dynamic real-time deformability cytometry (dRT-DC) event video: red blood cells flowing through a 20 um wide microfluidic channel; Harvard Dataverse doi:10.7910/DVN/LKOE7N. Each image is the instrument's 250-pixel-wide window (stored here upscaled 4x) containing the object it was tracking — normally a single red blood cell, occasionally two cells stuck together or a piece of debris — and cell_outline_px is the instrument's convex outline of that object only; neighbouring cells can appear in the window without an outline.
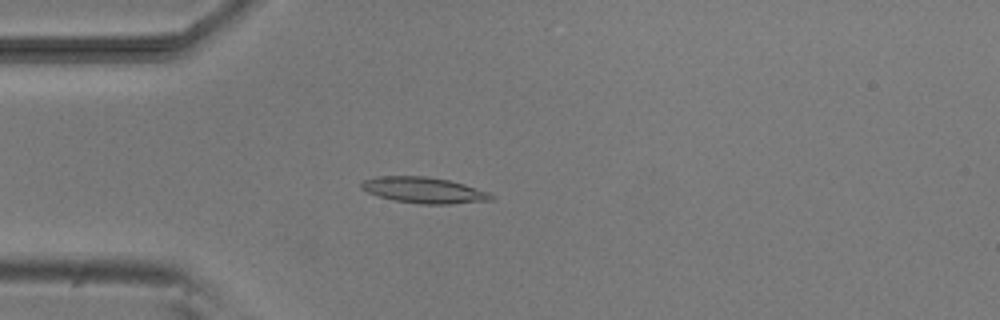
{"species": "common noctule bat (a hibernating species)", "species_latin": "Nyctalus noctula", "temperature_condition": "room temperature", "stored_images_in_passage": 4, "camera_frame_rate_fps": 3000, "um_per_image_px": 0.085, "animal": {"sex": "male", "body_mass_g": 20.5, "forearm_length_mm": 52.5}, "frame": {"image": 1, "passage_image": 4, "time_ms": 4.333, "image_size_px": [1000, 320], "cell_outline_px": [[496, 196], [492, 200], [452, 204], [420, 204], [396, 200], [380, 196], [368, 192], [360, 188], [360, 184], [364, 180], [376, 176], [428, 176], [448, 180], [464, 184], [488, 192]], "centroid_in_image_um": [36.05, 16.16], "position_along_channel_um": 49.0, "area_um2": 19.59}}